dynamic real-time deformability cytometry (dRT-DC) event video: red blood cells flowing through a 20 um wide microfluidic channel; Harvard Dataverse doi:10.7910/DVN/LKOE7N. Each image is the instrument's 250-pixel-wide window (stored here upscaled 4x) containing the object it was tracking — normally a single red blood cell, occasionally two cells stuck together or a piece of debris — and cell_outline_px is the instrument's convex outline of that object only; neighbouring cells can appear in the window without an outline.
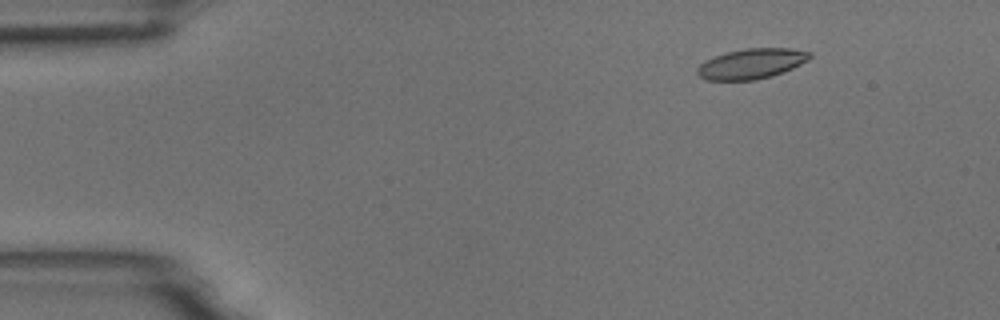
{"species": "common noctule bat (a hibernating species)", "species_latin": "Nyctalus noctula", "temperature_condition": "room temperature", "stored_images_in_passage": 5, "camera_frame_rate_fps": 3000, "um_per_image_px": 0.085, "animal": {"sex": "male", "body_mass_g": 18.8}, "frame": {"image": 1, "passage_image": 2, "time_ms": 2.0, "image_size_px": [1000, 320], "cell_outline_px": [[812, 56], [808, 60], [792, 68], [772, 76], [756, 80], [704, 80], [696, 72], [696, 68], [704, 60], [728, 52], [744, 48], [792, 48], [812, 52]], "centroid_in_image_um": [63.87, 5.41], "position_along_channel_um": 21.1, "area_um2": 19.88}}
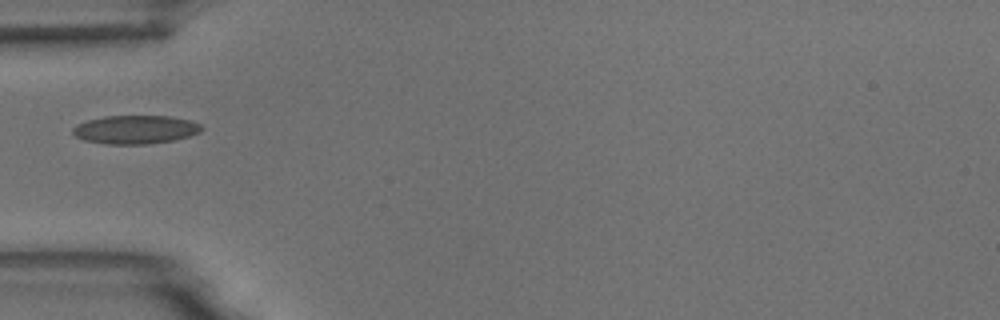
{"frame": {"image": 2, "passage_image": 5, "time_ms": 5.667, "image_size_px": [1000, 320], "cell_outline_px": [[204, 128], [200, 132], [188, 136], [172, 140], [148, 144], [108, 144], [84, 140], [76, 136], [72, 132], [72, 128], [76, 124], [88, 120], [104, 116], [172, 116], [188, 120], [200, 124]], "centroid_in_image_um": [11.5, 11.01], "position_along_channel_um": 73.5, "area_um2": 21.33}}